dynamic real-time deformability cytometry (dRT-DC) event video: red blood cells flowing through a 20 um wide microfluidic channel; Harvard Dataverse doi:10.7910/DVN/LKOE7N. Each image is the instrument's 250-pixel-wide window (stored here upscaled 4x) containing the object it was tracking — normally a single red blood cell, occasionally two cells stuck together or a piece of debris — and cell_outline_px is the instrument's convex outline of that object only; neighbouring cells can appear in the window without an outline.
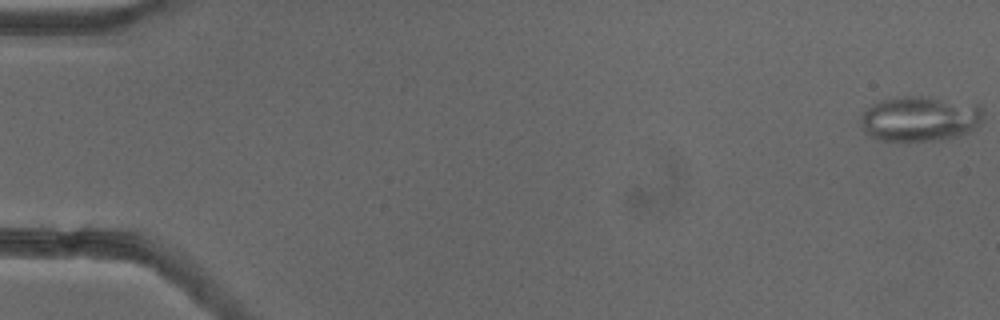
{"species": "common noctule bat (a hibernating species)", "species_latin": "Nyctalus noctula", "temperature_condition": "cold", "stored_images_in_passage": 53, "segment_of_instrument_passage": [1, 2], "camera_frame_rate_fps": 3000, "um_per_image_px": 0.085, "animal": {"sex": "female"}, "frame": {"image": 1, "passage_image": 1, "time_ms": 0.0, "image_size_px": [1000, 320], "cell_outline_px": [[984, 116], [980, 124], [976, 128], [968, 132], [956, 136], [928, 140], [880, 140], [864, 132], [860, 124], [860, 116], [872, 104], [880, 100], [896, 96], [928, 96], [980, 104], [984, 108]], "centroid_in_image_um": [78.22, 10.05], "position_along_channel_um": 6.8, "area_um2": 32.54}}